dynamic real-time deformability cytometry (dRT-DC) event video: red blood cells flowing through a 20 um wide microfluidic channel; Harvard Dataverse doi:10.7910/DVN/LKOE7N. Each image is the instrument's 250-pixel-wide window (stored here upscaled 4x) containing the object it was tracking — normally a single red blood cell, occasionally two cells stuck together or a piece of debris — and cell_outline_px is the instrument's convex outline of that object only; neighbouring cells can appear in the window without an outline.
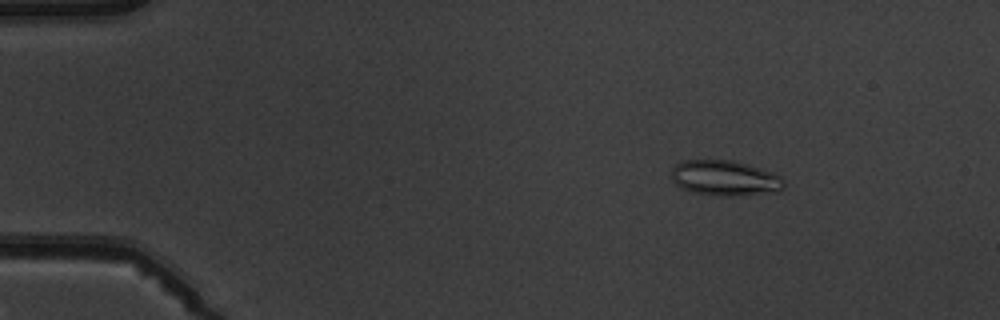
{"species": "common noctule bat (a hibernating species)", "species_latin": "Nyctalus noctula", "temperature_condition": "warm", "stored_images_in_passage": 8, "camera_frame_rate_fps": 3000, "um_per_image_px": 0.085, "animal": {"sex": "male", "body_mass_g": 19.5, "forearm_length_mm": 54.6}, "frame": {"image": 1, "passage_image": 3, "time_ms": 2.333, "image_size_px": [1000, 320], "cell_outline_px": [[784, 188], [776, 192], [732, 196], [712, 196], [692, 192], [680, 188], [672, 180], [672, 168], [676, 164], [684, 160], [732, 160], [748, 164], [780, 176], [784, 180]], "centroid_in_image_um": [61.59, 15.15], "position_along_channel_um": 23.4, "area_um2": 23.29}}
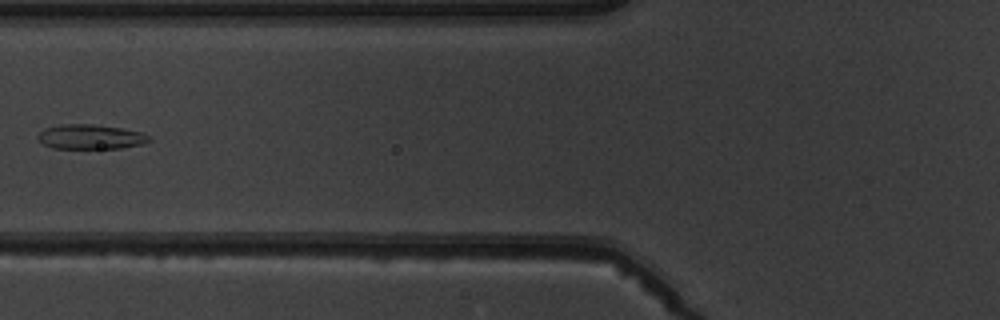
{"frame": {"image": 2, "passage_image": 7, "time_ms": 7.0, "image_size_px": [1000, 320], "cell_outline_px": [[152, 140], [140, 144], [120, 148], [52, 148], [44, 144], [36, 136], [44, 128], [60, 124], [92, 124], [120, 128], [140, 132], [148, 136]], "centroid_in_image_um": [7.65, 11.62], "position_along_channel_um": 118.1, "area_um2": 15.78}}
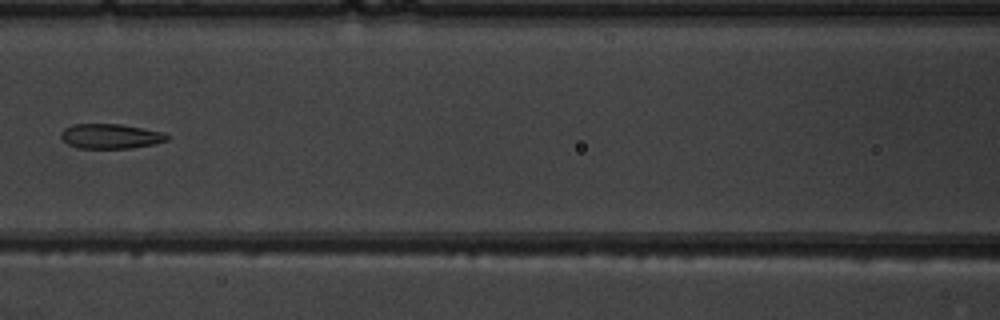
{"frame": {"image": 3, "passage_image": 8, "time_ms": 8.0, "image_size_px": [1000, 320], "cell_outline_px": [[168, 140], [152, 144], [132, 148], [80, 148], [68, 144], [60, 136], [60, 132], [64, 128], [72, 124], [120, 124], [164, 132], [168, 136]], "centroid_in_image_um": [9.38, 11.57], "position_along_channel_um": 157.2, "area_um2": 15.26}}